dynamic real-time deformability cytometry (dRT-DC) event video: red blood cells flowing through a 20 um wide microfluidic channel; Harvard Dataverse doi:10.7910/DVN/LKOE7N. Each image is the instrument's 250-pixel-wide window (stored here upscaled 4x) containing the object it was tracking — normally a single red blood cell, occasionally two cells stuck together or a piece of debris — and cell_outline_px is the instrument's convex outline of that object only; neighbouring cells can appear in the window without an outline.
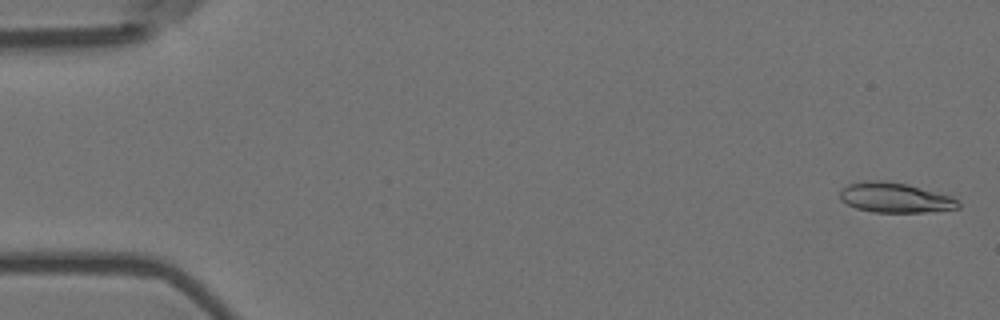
{"species": "Egyptian fruit bat (a non-hibernating species)", "species_latin": "Rousettus aegyptiacus", "temperature_condition": "room temperature", "stored_images_in_passage": 4, "camera_frame_rate_fps": 3000, "um_per_image_px": 0.085, "animal": {"sex": "female"}, "frame": {"image": 1, "passage_image": 1, "time_ms": 0.0, "image_size_px": [1000, 320], "cell_outline_px": [[960, 208], [924, 212], [872, 212], [856, 208], [840, 200], [840, 188], [848, 184], [864, 180], [884, 180], [908, 184], [952, 196], [960, 204]], "centroid_in_image_um": [76.05, 16.79], "position_along_channel_um": 9.0, "area_um2": 20.81}}